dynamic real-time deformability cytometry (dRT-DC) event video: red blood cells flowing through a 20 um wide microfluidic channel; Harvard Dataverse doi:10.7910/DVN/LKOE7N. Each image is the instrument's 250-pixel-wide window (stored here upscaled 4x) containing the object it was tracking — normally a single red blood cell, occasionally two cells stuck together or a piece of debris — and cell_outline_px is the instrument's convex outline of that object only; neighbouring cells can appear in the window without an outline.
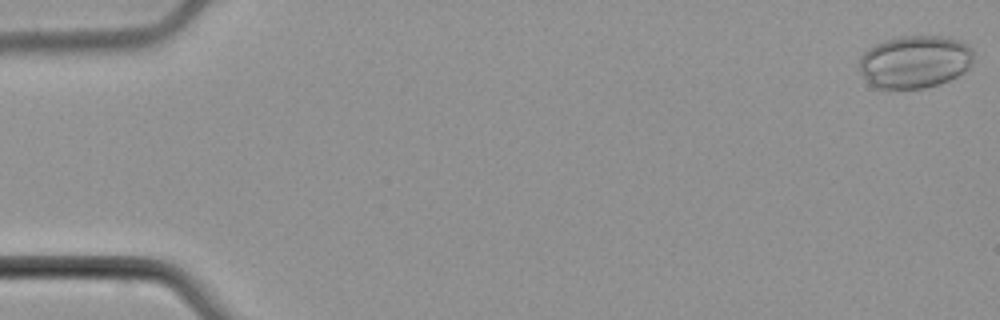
{"species": "common noctule bat (a hibernating species)", "species_latin": "Nyctalus noctula", "temperature_condition": "cold", "stored_images_in_passage": 5, "camera_frame_rate_fps": 3000, "um_per_image_px": 0.085, "animal": {"sex": "male", "body_mass_g": 21.5, "forearm_length_mm": 52.0}, "frame": {"image": 1, "passage_image": 1, "time_ms": 0.0, "image_size_px": [1000, 320], "cell_outline_px": [[972, 64], [964, 72], [948, 80], [924, 88], [876, 88], [868, 84], [860, 72], [860, 56], [868, 48], [884, 40], [900, 36], [948, 36], [968, 44], [972, 48]], "centroid_in_image_um": [77.75, 5.23], "position_along_channel_um": 7.3, "area_um2": 35.2}}